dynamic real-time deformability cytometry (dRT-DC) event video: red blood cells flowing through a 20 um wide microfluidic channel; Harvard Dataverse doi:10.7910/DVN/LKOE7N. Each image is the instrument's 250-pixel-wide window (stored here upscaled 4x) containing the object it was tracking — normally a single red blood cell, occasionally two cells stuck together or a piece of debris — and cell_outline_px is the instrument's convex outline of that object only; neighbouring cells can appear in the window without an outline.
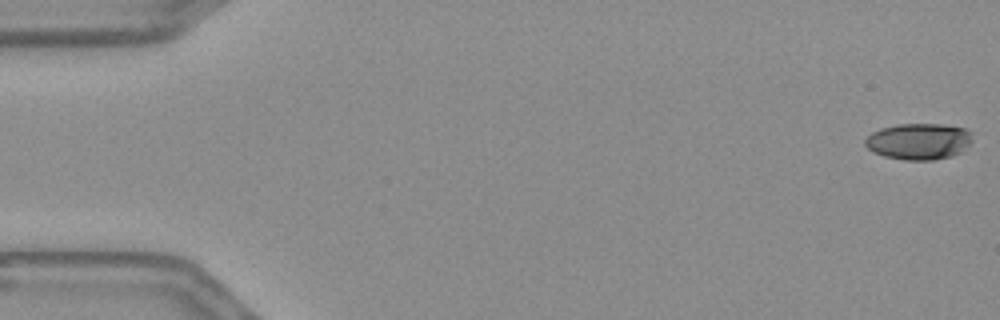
{"species": "Egyptian fruit bat (a non-hibernating species)", "species_latin": "Rousettus aegyptiacus", "temperature_condition": "warm", "stored_images_in_passage": 56, "camera_frame_rate_fps": 3000, "um_per_image_px": 0.085, "frame": {"image": 1, "passage_image": 1, "time_ms": 0.0, "image_size_px": [1000, 320], "cell_outline_px": [[972, 140], [960, 152], [952, 156], [932, 160], [904, 160], [884, 156], [872, 152], [864, 144], [864, 140], [872, 132], [880, 128], [896, 124], [940, 124], [964, 128], [972, 132]], "centroid_in_image_um": [78.07, 12.01], "position_along_channel_um": 6.9, "area_um2": 22.77}}
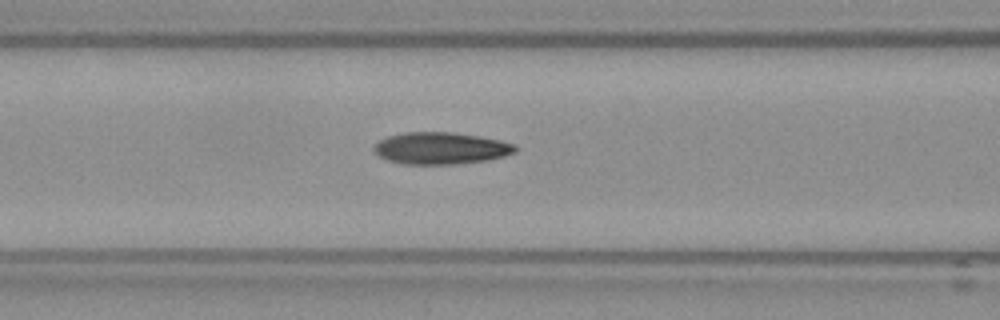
{"frame": {"image": 2, "passage_image": 23, "time_ms": 7.333, "image_size_px": [1000, 320], "cell_outline_px": [[520, 148], [516, 152], [504, 156], [484, 160], [456, 164], [400, 164], [388, 160], [380, 156], [372, 148], [380, 140], [388, 136], [404, 132], [452, 132], [480, 136], [500, 140], [516, 144]], "centroid_in_image_um": [37.5, 12.59], "position_along_channel_um": 129.1, "area_um2": 26.36}}
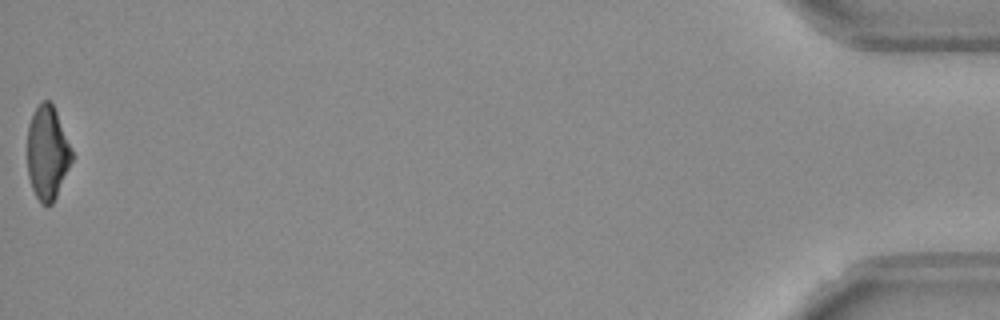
{"frame": {"image": 3, "passage_image": 56, "time_ms": 18.333, "image_size_px": [1000, 320], "cell_outline_px": [[72, 160], [56, 196], [52, 204], [40, 204], [32, 188], [28, 176], [28, 124], [36, 108], [44, 100], [48, 100], [52, 104], [56, 112], [72, 152]], "centroid_in_image_um": [4.01, 13.02], "position_along_channel_um": 431.2, "area_um2": 23.7}, "authors_computed_cell_mechanics": {"area_um2": 25.6632, "velocity_mm_per_s": 3.6678, "shape_relaxation_time_tau1_ms": null, "shape_relaxation_time_tau2_ms": 3.0134, "deformation_change_tau1": null, "deformation_change_tau2": 0.111}}